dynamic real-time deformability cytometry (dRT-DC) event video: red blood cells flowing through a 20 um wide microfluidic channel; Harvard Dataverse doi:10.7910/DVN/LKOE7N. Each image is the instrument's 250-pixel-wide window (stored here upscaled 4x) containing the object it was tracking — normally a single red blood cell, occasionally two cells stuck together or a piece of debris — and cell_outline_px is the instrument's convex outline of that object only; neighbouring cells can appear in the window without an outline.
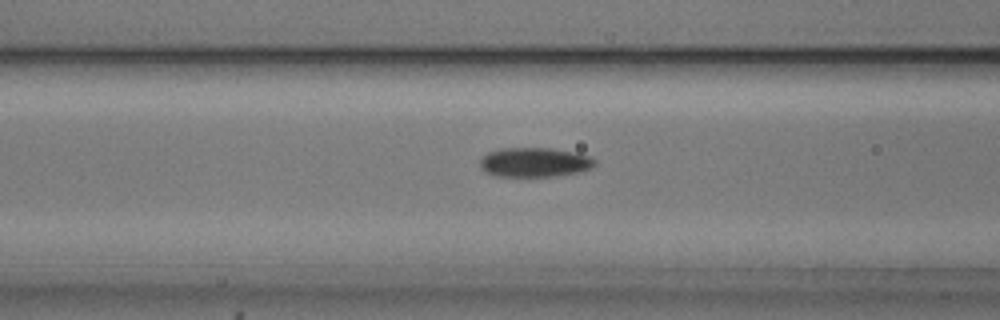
{"species": "common noctule bat (a hibernating species)", "species_latin": "Nyctalus noctula", "temperature_condition": "cold", "stored_images_in_passage": 53, "camera_frame_rate_fps": 3000, "um_per_image_px": 0.085, "animal": {"sex": "male", "body_mass_g": 20.5, "forearm_length_mm": 52.5}, "frame": {"image": 1, "passage_image": 20, "time_ms": 6.333, "image_size_px": [1000, 320], "cell_outline_px": [[596, 164], [592, 168], [576, 172], [552, 176], [496, 176], [484, 172], [480, 168], [480, 160], [488, 152], [500, 148], [552, 148], [576, 152], [588, 156], [596, 160]], "centroid_in_image_um": [45.42, 13.78], "position_along_channel_um": 121.2, "area_um2": 19.71}}
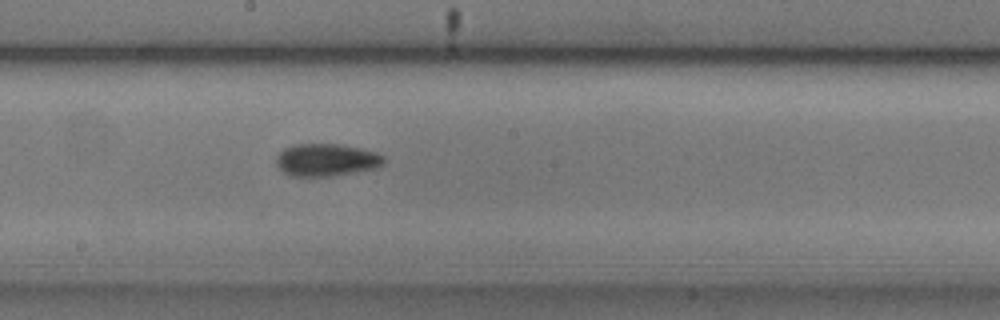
{"frame": {"image": 2, "passage_image": 28, "time_ms": 9.0, "image_size_px": [1000, 320], "cell_outline_px": [[384, 164], [376, 168], [356, 172], [332, 176], [292, 176], [284, 172], [276, 164], [276, 156], [284, 148], [296, 144], [340, 144], [360, 148], [376, 152], [384, 156]], "centroid_in_image_um": [27.75, 13.59], "position_along_channel_um": 220.4, "area_um2": 20.4}}
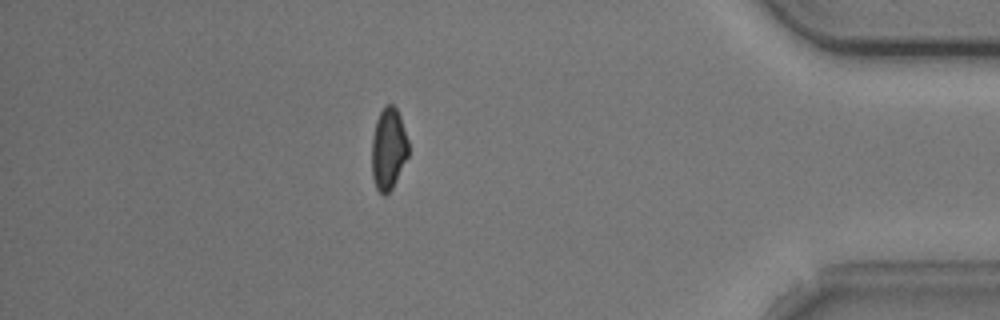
{"frame": {"image": 3, "passage_image": 46, "time_ms": 15.0, "image_size_px": [1000, 320], "cell_outline_px": [[408, 156], [392, 188], [384, 196], [376, 188], [372, 176], [372, 136], [376, 120], [384, 104], [392, 104], [396, 108], [400, 116], [408, 140]], "centroid_in_image_um": [33.01, 12.63], "position_along_channel_um": 402.2, "area_um2": 17.46}, "authors_computed_cell_mechanics": {"area_um2": 19.1318, "velocity_mm_per_s": 3.7121, "shape_relaxation_time_tau1_ms": 4.4718, "shape_relaxation_time_tau2_ms": 8.2311, "deformation_change_tau1": 0.1086, "deformation_change_tau2": 0.1275}}